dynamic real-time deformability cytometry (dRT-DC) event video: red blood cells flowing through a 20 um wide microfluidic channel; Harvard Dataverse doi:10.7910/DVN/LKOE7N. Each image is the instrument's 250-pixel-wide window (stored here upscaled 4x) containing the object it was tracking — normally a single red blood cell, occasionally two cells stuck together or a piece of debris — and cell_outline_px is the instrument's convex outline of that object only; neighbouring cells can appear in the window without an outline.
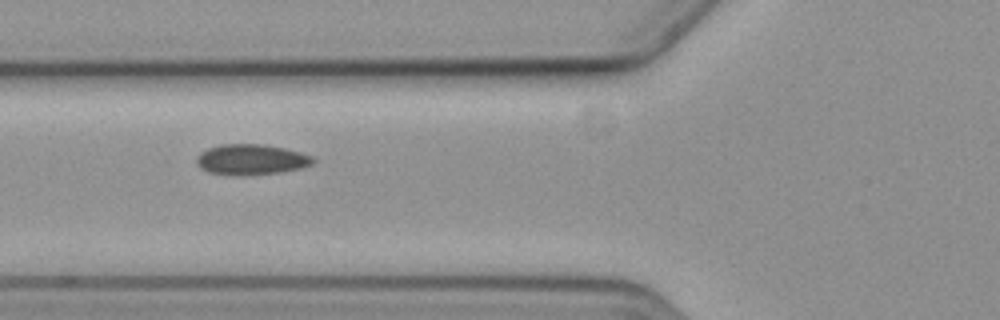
{"species": "common noctule bat (a hibernating species)", "species_latin": "Nyctalus noctula", "temperature_condition": "cold", "stored_images_in_passage": 7, "camera_frame_rate_fps": 3000, "um_per_image_px": 0.085, "animal": {"sex": "female", "body_mass_g": 19.3, "forearm_length_mm": 54.1}, "frame": {"image": 1, "passage_image": 6, "time_ms": 6.0, "image_size_px": [1000, 320], "cell_outline_px": [[316, 160], [312, 164], [300, 168], [280, 172], [236, 176], [208, 172], [200, 168], [196, 164], [196, 156], [200, 152], [208, 148], [220, 144], [264, 144], [284, 148], [300, 152], [312, 156]], "centroid_in_image_um": [21.31, 13.56], "position_along_channel_um": 104.5, "area_um2": 20.87}}